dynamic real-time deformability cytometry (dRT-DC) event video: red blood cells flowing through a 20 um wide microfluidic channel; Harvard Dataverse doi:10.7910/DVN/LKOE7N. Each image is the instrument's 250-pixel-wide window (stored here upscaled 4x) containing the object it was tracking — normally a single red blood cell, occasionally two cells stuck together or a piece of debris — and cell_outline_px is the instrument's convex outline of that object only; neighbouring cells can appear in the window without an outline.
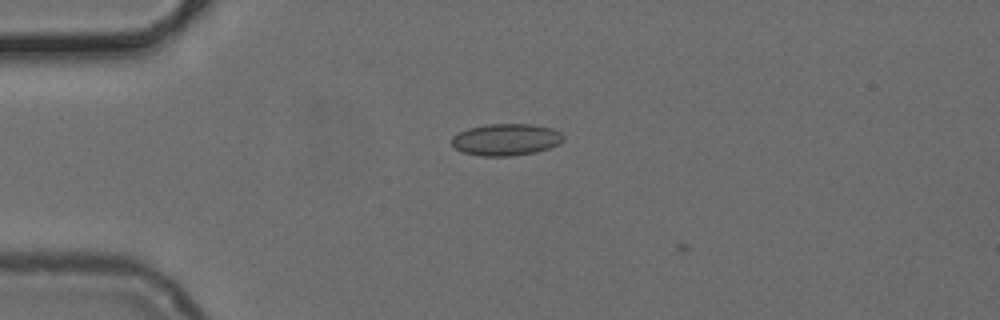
{"species": "common noctule bat (a hibernating species)", "species_latin": "Nyctalus noctula", "temperature_condition": "cold", "stored_images_in_passage": 13, "camera_frame_rate_fps": 3000, "um_per_image_px": 0.085, "animal": {"sex": "female", "body_mass_g": 24.6, "forearm_length_mm": 56.2}, "frame": {"image": 1, "passage_image": 12, "time_ms": 3.667, "image_size_px": [1000, 320], "cell_outline_px": [[564, 140], [548, 148], [536, 152], [512, 156], [480, 156], [464, 152], [456, 148], [452, 144], [452, 136], [468, 128], [484, 124], [532, 124], [552, 128], [560, 132], [564, 136]], "centroid_in_image_um": [43.01, 11.86], "position_along_channel_um": 42.0, "area_um2": 20.69}}